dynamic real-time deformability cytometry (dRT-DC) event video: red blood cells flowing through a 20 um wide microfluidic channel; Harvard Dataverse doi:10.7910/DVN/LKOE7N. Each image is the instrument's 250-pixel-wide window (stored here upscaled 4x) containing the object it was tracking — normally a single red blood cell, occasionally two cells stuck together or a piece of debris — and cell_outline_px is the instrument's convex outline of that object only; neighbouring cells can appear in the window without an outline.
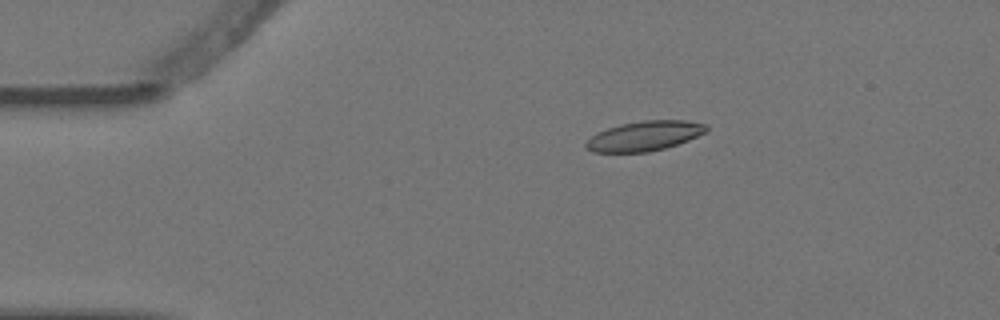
{"species": "Egyptian fruit bat (a non-hibernating species)", "species_latin": "Rousettus aegyptiacus", "temperature_condition": "warm", "stored_images_in_passage": 4, "camera_frame_rate_fps": 3000, "um_per_image_px": 0.085, "animal": {"sex": "female"}, "frame": {"image": 1, "passage_image": 1, "time_ms": 0.0, "image_size_px": [1000, 320], "cell_outline_px": [[708, 128], [704, 132], [688, 140], [664, 148], [648, 152], [592, 152], [584, 144], [592, 136], [608, 128], [620, 124], [644, 120], [684, 120], [704, 124]], "centroid_in_image_um": [54.76, 11.55], "position_along_channel_um": 30.2, "area_um2": 20.46}}
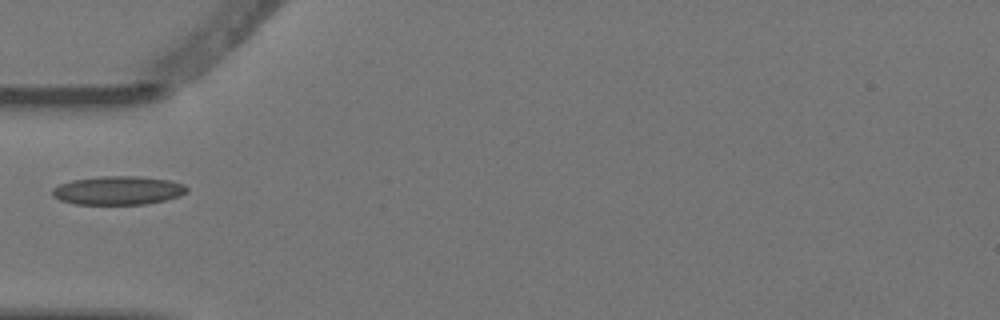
{"frame": {"image": 2, "passage_image": 3, "time_ms": 0.667, "image_size_px": [1000, 320], "cell_outline_px": [[188, 192], [180, 196], [148, 204], [76, 204], [60, 200], [52, 196], [52, 188], [60, 184], [72, 180], [100, 176], [136, 176], [168, 180], [184, 184], [188, 188]], "centroid_in_image_um": [10.04, 16.19], "position_along_channel_um": 75.0, "area_um2": 22.48}}
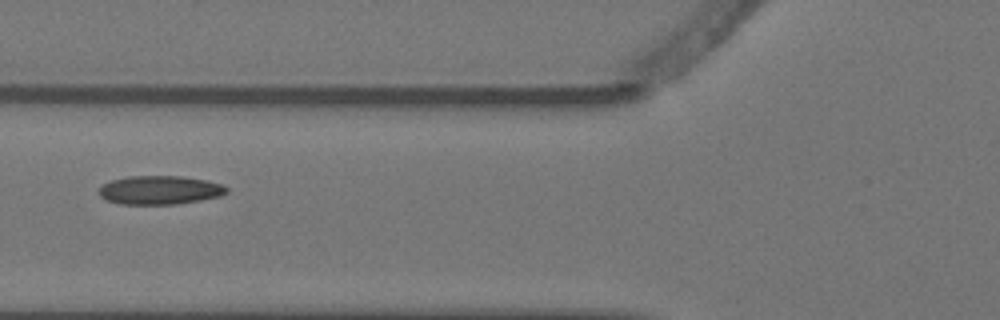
{"frame": {"image": 3, "passage_image": 4, "time_ms": 1.0, "image_size_px": [1000, 320], "cell_outline_px": [[228, 192], [220, 196], [200, 200], [176, 204], [120, 204], [108, 200], [100, 196], [100, 188], [104, 184], [112, 180], [128, 176], [180, 176], [208, 180], [220, 184], [228, 188]], "centroid_in_image_um": [13.61, 16.15], "position_along_channel_um": 112.2, "area_um2": 21.21}}